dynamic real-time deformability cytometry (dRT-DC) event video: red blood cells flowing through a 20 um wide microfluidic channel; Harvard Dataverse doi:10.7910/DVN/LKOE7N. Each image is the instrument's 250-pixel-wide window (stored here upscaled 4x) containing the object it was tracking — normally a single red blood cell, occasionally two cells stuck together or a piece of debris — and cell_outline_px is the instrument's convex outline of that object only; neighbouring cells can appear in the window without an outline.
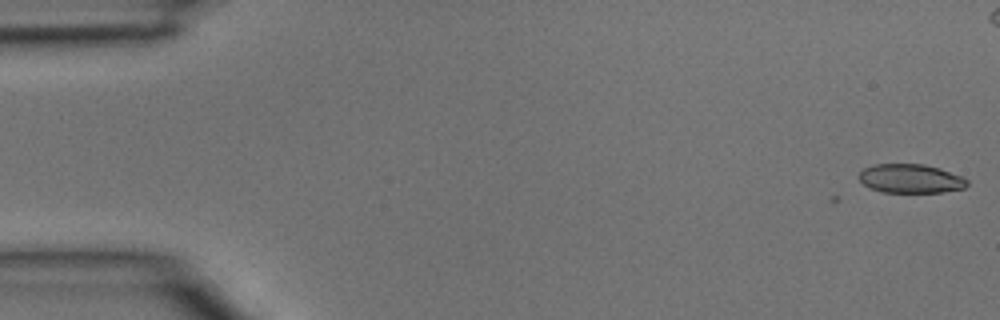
{"species": "common noctule bat (a hibernating species)", "species_latin": "Nyctalus noctula", "temperature_condition": "room temperature", "stored_images_in_passage": 5, "camera_frame_rate_fps": 3000, "um_per_image_px": 0.085, "animal": {"sex": "male", "body_mass_g": 15.6}, "frame": {"image": 1, "passage_image": 1, "time_ms": 0.0, "image_size_px": [1000, 320], "cell_outline_px": [[968, 184], [964, 188], [940, 192], [880, 192], [868, 188], [860, 180], [860, 172], [864, 168], [872, 164], [924, 164], [940, 168], [960, 176], [968, 180]], "centroid_in_image_um": [77.38, 15.18], "position_along_channel_um": 7.6, "area_um2": 18.21}}
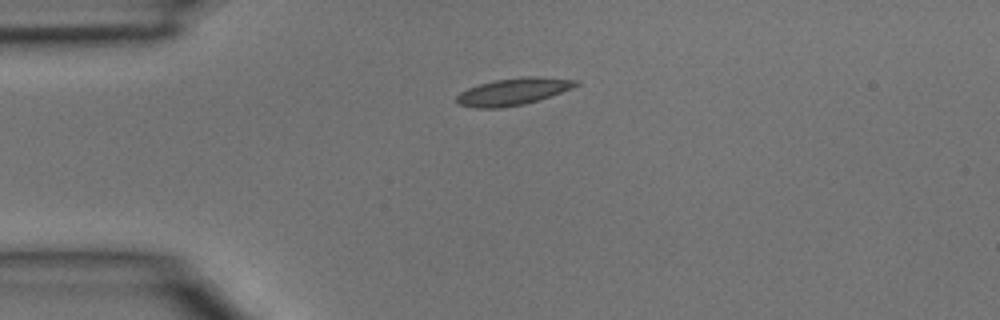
{"frame": {"image": 2, "passage_image": 5, "time_ms": 1.333, "image_size_px": [1000, 320], "cell_outline_px": [[580, 84], [572, 88], [524, 104], [500, 108], [476, 108], [456, 104], [456, 96], [460, 92], [468, 88], [480, 84], [496, 80], [528, 76], [536, 76], [580, 80]], "centroid_in_image_um": [43.6, 7.78], "position_along_channel_um": 41.4, "area_um2": 18.61}}